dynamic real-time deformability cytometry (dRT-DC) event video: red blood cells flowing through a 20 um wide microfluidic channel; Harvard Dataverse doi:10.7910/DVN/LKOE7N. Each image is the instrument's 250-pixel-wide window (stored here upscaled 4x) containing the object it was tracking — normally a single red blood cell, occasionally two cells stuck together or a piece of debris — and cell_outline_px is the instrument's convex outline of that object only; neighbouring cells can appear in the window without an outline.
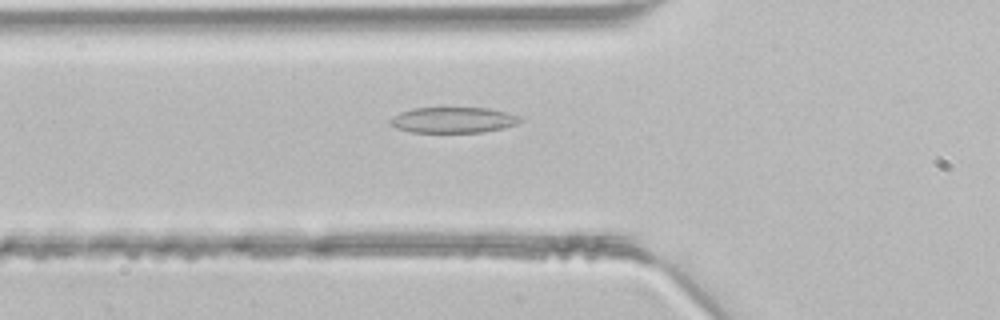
{"species": "common noctule bat (a hibernating species)", "species_latin": "Nyctalus noctula", "temperature_condition": "room temperature", "stored_images_in_passage": 38, "segment_of_instrument_passage": [1, 2], "camera_frame_rate_fps": 3000, "um_per_image_px": 0.085, "animal": {"sex": "male", "body_mass_g": 21.5, "forearm_length_mm": 52.0}, "frame": {"image": 1, "passage_image": 8, "time_ms": 2.333, "image_size_px": [1000, 320], "cell_outline_px": [[524, 120], [516, 124], [504, 128], [480, 132], [412, 132], [396, 128], [388, 124], [388, 120], [392, 116], [400, 112], [412, 108], [488, 108], [508, 112], [520, 116]], "centroid_in_image_um": [38.51, 10.19], "position_along_channel_um": 87.3, "area_um2": 19.65}}
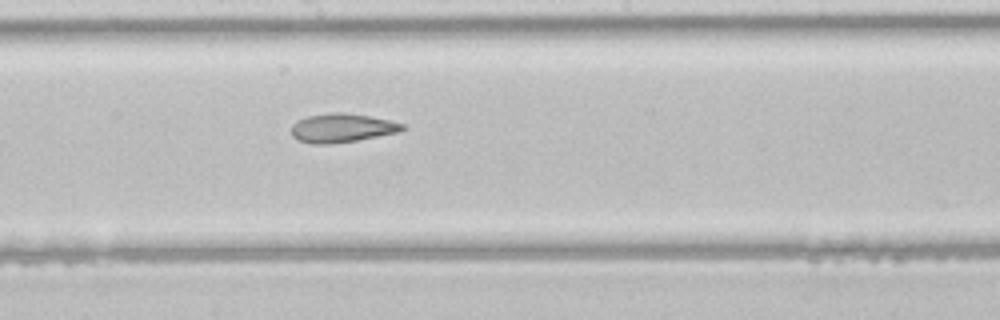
{"frame": {"image": 2, "passage_image": 17, "time_ms": 5.333, "image_size_px": [1000, 320], "cell_outline_px": [[408, 128], [400, 132], [356, 140], [332, 144], [312, 144], [296, 140], [292, 136], [292, 124], [296, 120], [308, 116], [332, 112], [340, 112], [368, 116], [388, 120], [404, 124]], "centroid_in_image_um": [29.05, 10.88], "position_along_channel_um": 219.2, "area_um2": 18.73}}
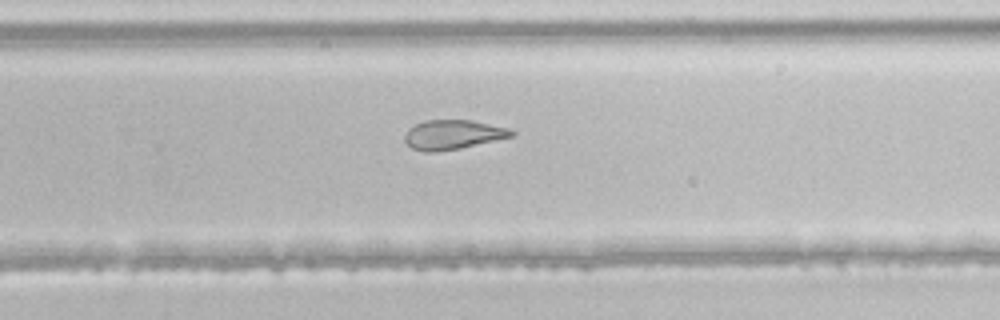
{"frame": {"image": 3, "passage_image": 22, "time_ms": 7.0, "image_size_px": [1000, 320], "cell_outline_px": [[516, 136], [460, 148], [436, 152], [424, 152], [412, 148], [404, 140], [404, 136], [408, 128], [424, 120], [472, 120], [508, 128], [516, 132]], "centroid_in_image_um": [38.51, 11.44], "position_along_channel_um": 291.3, "area_um2": 18.44}}